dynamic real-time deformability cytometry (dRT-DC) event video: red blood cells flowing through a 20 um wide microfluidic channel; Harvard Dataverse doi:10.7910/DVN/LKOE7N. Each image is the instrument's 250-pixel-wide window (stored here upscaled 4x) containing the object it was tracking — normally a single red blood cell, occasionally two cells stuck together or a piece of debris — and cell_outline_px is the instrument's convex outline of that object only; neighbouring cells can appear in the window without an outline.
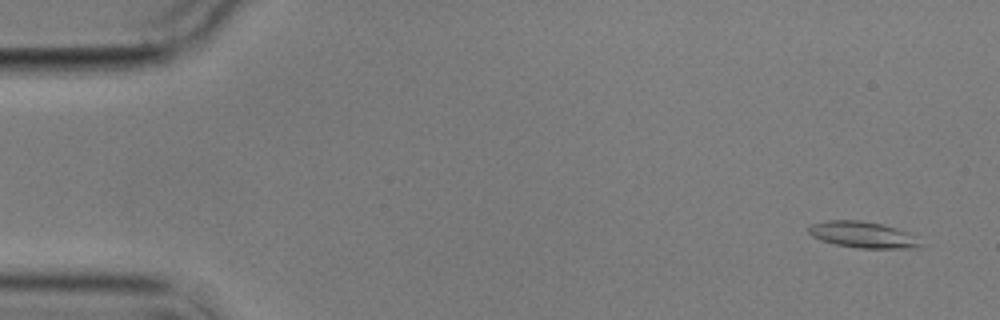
{"species": "common noctule bat (a hibernating species)", "species_latin": "Nyctalus noctula", "temperature_condition": "cold", "stored_images_in_passage": 8, "camera_frame_rate_fps": 3000, "um_per_image_px": 0.085, "animal": {"sex": "male", "body_mass_g": 17.9}, "frame": {"image": 1, "passage_image": 1, "time_ms": 0.0, "image_size_px": [1000, 320], "cell_outline_px": [[920, 248], [860, 248], [836, 244], [820, 240], [812, 236], [808, 232], [808, 228], [812, 224], [824, 220], [860, 220], [880, 224], [896, 228], [908, 232], [920, 244]], "centroid_in_image_um": [73.28, 19.94], "position_along_channel_um": 11.7, "area_um2": 16.88}}
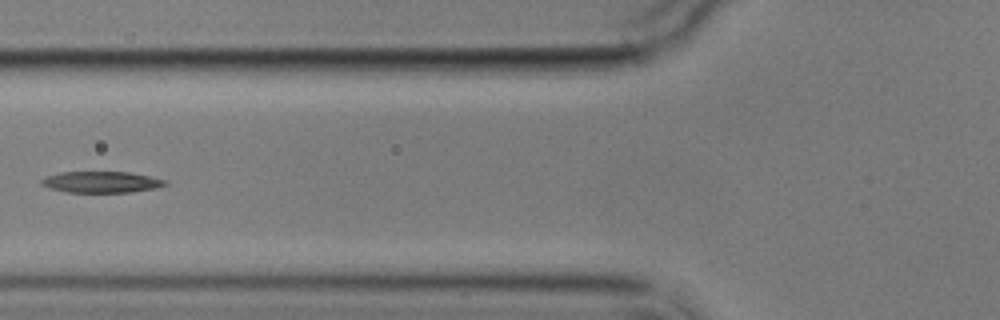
{"frame": {"image": 2, "passage_image": 6, "time_ms": 6.333, "image_size_px": [1000, 320], "cell_outline_px": [[168, 184], [156, 188], [132, 192], [68, 192], [48, 188], [40, 184], [40, 180], [48, 176], [60, 172], [128, 172], [168, 180]], "centroid_in_image_um": [8.62, 15.47], "position_along_channel_um": 117.2, "area_um2": 15.32}}
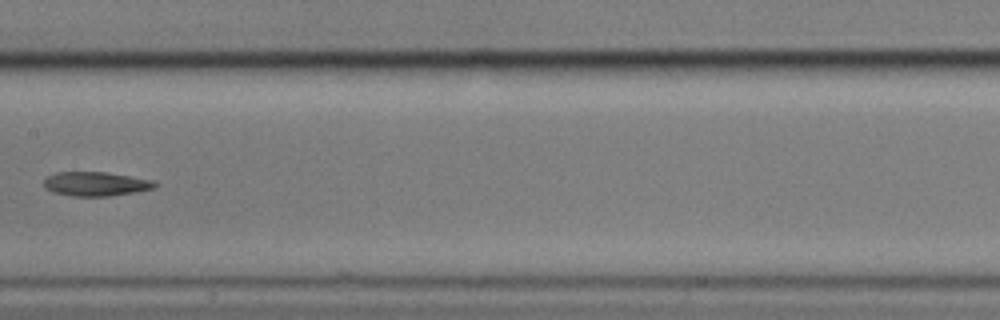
{"frame": {"image": 3, "passage_image": 8, "time_ms": 8.667, "image_size_px": [1000, 320], "cell_outline_px": [[160, 184], [156, 188], [136, 192], [108, 196], [72, 196], [52, 192], [44, 188], [44, 180], [48, 176], [56, 172], [108, 172], [152, 180]], "centroid_in_image_um": [8.16, 15.63], "position_along_channel_um": 199.2, "area_um2": 15.78}}